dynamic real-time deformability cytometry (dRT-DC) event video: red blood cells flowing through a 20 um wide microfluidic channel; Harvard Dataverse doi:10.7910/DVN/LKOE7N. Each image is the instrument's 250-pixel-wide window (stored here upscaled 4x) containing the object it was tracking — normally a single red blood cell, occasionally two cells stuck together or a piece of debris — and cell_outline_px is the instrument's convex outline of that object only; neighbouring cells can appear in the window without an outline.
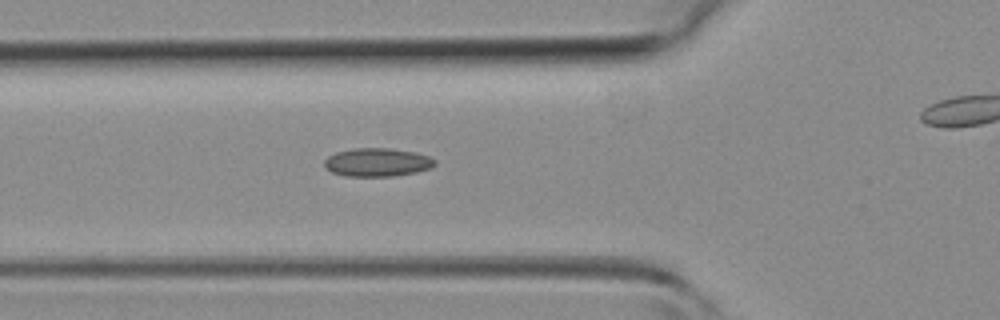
{"species": "common noctule bat (a hibernating species)", "species_latin": "Nyctalus noctula", "temperature_condition": "room temperature", "stored_images_in_passage": 23, "camera_frame_rate_fps": 3000, "um_per_image_px": 0.085, "animal": {"sex": "female", "body_mass_g": 19.3, "forearm_length_mm": 54.1}, "frame": {"image": 1, "passage_image": 2, "time_ms": 0.333, "image_size_px": [1000, 320], "cell_outline_px": [[436, 164], [432, 168], [416, 172], [392, 176], [344, 176], [332, 172], [324, 168], [324, 160], [328, 156], [336, 152], [352, 148], [388, 148], [416, 152], [428, 156], [436, 160]], "centroid_in_image_um": [32.06, 13.79], "position_along_channel_um": 93.7, "area_um2": 18.44}}
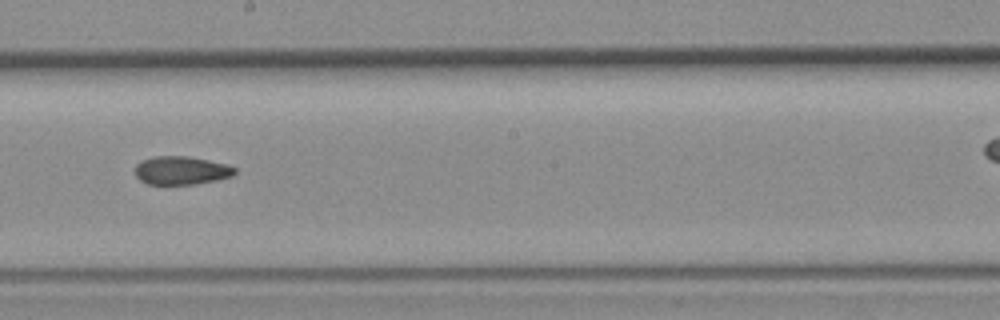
{"frame": {"image": 2, "passage_image": 11, "time_ms": 3.333, "image_size_px": [1000, 320], "cell_outline_px": [[236, 172], [232, 176], [216, 180], [196, 184], [148, 184], [140, 180], [136, 176], [136, 164], [144, 160], [156, 156], [188, 156], [228, 164], [236, 168]], "centroid_in_image_um": [15.44, 14.49], "position_along_channel_um": 232.8, "area_um2": 16.42}}
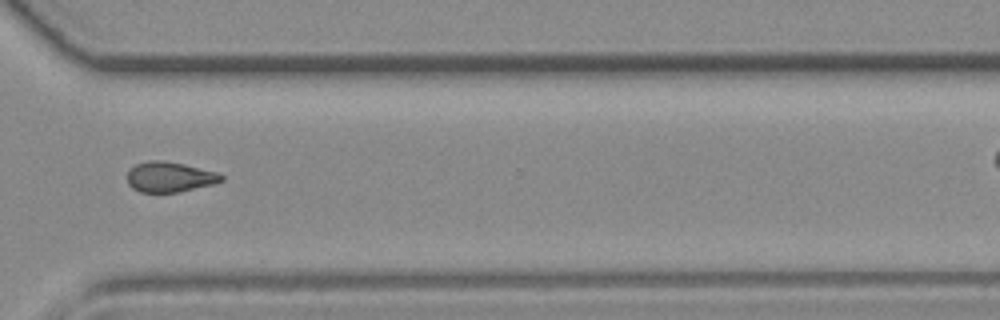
{"frame": {"image": 3, "passage_image": 19, "time_ms": 6.0, "image_size_px": [1000, 320], "cell_outline_px": [[224, 180], [212, 184], [180, 192], [140, 192], [132, 188], [128, 184], [128, 172], [136, 164], [148, 160], [160, 160], [184, 164], [216, 172], [224, 176]], "centroid_in_image_um": [14.42, 15.04], "position_along_channel_um": 356.2, "area_um2": 16.47}}